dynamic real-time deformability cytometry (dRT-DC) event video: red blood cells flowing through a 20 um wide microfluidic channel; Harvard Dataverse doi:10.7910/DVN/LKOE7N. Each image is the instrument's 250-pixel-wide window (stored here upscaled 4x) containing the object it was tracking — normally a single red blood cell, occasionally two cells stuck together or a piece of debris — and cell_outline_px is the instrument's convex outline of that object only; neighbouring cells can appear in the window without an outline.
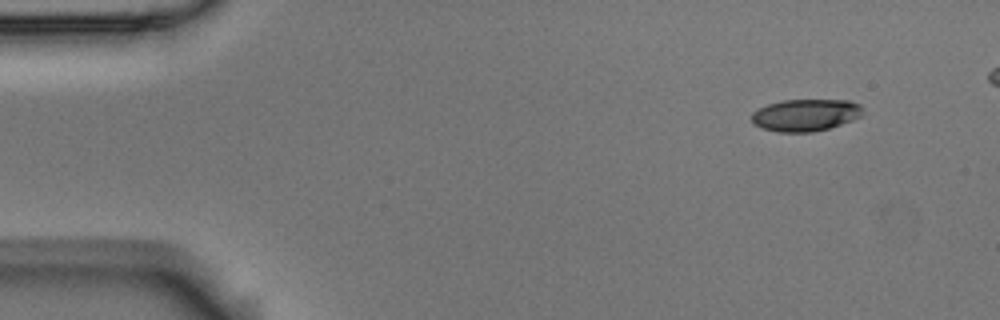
{"species": "Egyptian fruit bat (a non-hibernating species)", "species_latin": "Rousettus aegyptiacus", "temperature_condition": "room temperature", "stored_images_in_passage": 5, "camera_frame_rate_fps": 3000, "um_per_image_px": 0.085, "animal": {"sex": "male"}, "frame": {"image": 1, "passage_image": 1, "time_ms": 0.0, "image_size_px": [1000, 320], "cell_outline_px": [[864, 108], [860, 116], [852, 120], [828, 128], [812, 132], [776, 132], [760, 128], [752, 120], [752, 112], [768, 104], [784, 100], [848, 100], [860, 104]], "centroid_in_image_um": [68.47, 9.78], "position_along_channel_um": 16.5, "area_um2": 20.69}}